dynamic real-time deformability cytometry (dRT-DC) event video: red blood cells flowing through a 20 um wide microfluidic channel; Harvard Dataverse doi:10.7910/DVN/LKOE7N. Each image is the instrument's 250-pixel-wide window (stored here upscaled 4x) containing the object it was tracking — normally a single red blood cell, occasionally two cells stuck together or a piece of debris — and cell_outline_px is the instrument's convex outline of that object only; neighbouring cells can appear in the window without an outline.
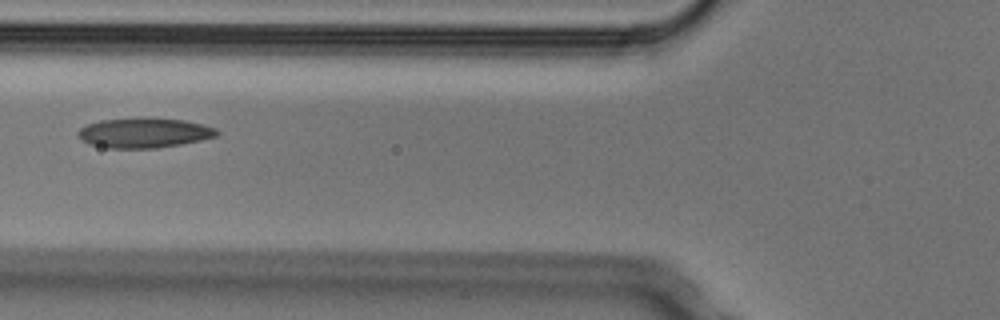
{"species": "Egyptian fruit bat (a non-hibernating species)", "species_latin": "Rousettus aegyptiacus", "temperature_condition": "cold", "stored_images_in_passage": 4, "camera_frame_rate_fps": 3000, "um_per_image_px": 0.085, "animal": {"sex": "male"}, "frame": {"image": 1, "passage_image": 4, "time_ms": 1.0, "image_size_px": [1000, 320], "cell_outline_px": [[220, 132], [216, 136], [200, 140], [180, 144], [156, 148], [108, 148], [88, 144], [76, 132], [80, 128], [88, 124], [100, 120], [184, 120], [216, 128]], "centroid_in_image_um": [12.25, 11.33], "position_along_channel_um": 113.6, "area_um2": 23.18}}